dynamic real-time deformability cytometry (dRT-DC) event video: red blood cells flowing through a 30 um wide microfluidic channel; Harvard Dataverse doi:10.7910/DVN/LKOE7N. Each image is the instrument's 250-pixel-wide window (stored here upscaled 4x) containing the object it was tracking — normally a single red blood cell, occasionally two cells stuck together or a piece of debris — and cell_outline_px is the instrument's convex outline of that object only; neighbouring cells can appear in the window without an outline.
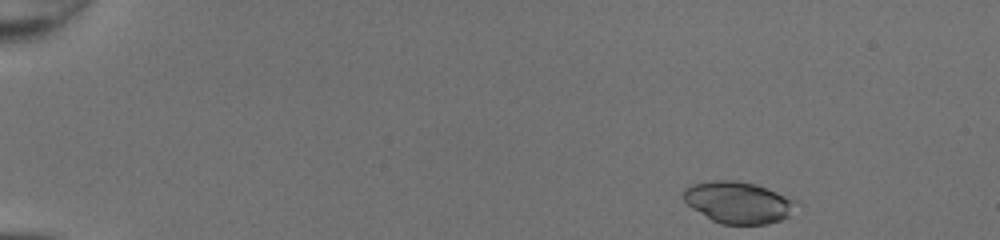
{"species": "common noctule bat (a hibernating species)", "species_latin": "Nyctalus noctula", "temperature_condition": "room temperature", "stored_images_in_passage": 44, "camera_frame_rate_fps": 3000, "um_per_image_px": 0.085, "animal": {"sex": "female", "body_mass_g": 20.0, "forearm_length_mm": 54.0}, "frame": {"image": 1, "passage_image": 1, "time_ms": 0.0, "image_size_px": [1000, 240], "cell_outline_px": [[804, 204], [788, 216], [780, 220], [768, 224], [720, 224], [712, 220], [692, 208], [684, 200], [684, 188], [688, 184], [708, 180], [736, 180], [756, 184], [800, 200]], "centroid_in_image_um": [62.83, 17.19], "position_along_channel_um": 22.2, "area_um2": 28.09}}
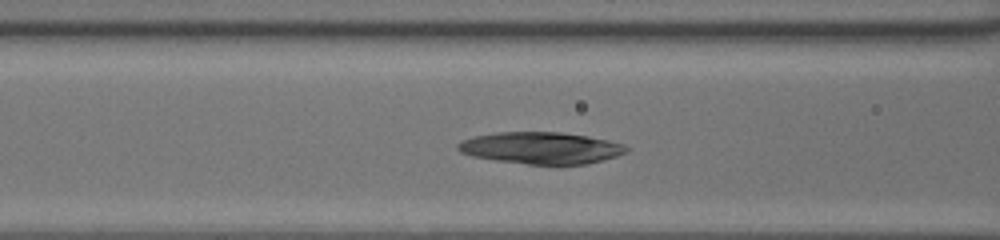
{"frame": {"image": 2, "passage_image": 17, "time_ms": 5.333, "image_size_px": [1000, 240], "cell_outline_px": [[628, 152], [604, 160], [588, 164], [528, 164], [496, 160], [472, 156], [460, 152], [456, 148], [456, 144], [460, 140], [472, 136], [496, 132], [560, 132], [588, 136], [608, 140], [624, 144], [628, 148]], "centroid_in_image_um": [45.96, 12.57], "position_along_channel_um": 120.6, "area_um2": 31.39}}
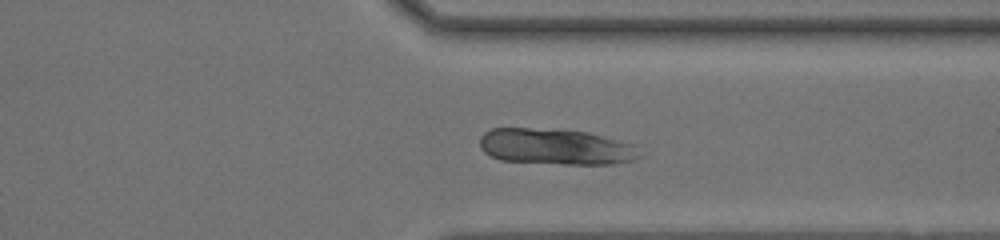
{"frame": {"image": 3, "passage_image": 34, "time_ms": 11.0, "image_size_px": [1000, 240], "cell_outline_px": [[644, 156], [632, 160], [612, 164], [564, 164], [500, 160], [484, 152], [480, 148], [480, 136], [484, 132], [492, 128], [556, 128], [588, 132], [636, 144]], "centroid_in_image_um": [47.28, 12.46], "position_along_channel_um": 364.1, "area_um2": 34.1}}